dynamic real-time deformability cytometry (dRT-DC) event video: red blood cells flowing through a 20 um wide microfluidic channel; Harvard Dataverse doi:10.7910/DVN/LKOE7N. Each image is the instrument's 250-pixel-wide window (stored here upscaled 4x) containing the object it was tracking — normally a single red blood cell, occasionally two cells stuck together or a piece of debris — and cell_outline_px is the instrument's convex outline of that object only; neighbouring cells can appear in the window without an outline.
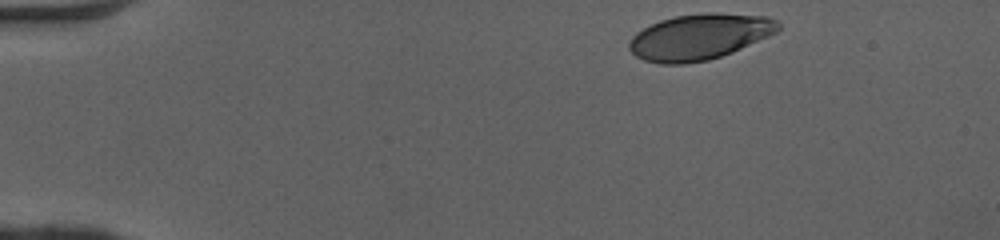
{"species": "human", "species_latin": "Homo sapiens", "temperature_condition": "cold", "stored_images_in_passage": 38, "camera_frame_rate_fps": 3000, "um_per_image_px": 0.085, "donor": {"sex": "female"}, "frame": {"image": 1, "passage_image": 1, "time_ms": 0.0, "image_size_px": [1000, 240], "cell_outline_px": [[780, 28], [776, 32], [768, 36], [732, 52], [708, 60], [684, 64], [660, 64], [644, 60], [636, 56], [628, 48], [628, 44], [632, 36], [636, 32], [660, 20], [676, 16], [704, 12], [716, 12], [768, 16], [776, 20], [780, 24]], "centroid_in_image_um": [59.45, 3.12], "position_along_channel_um": 25.6, "area_um2": 39.82}}
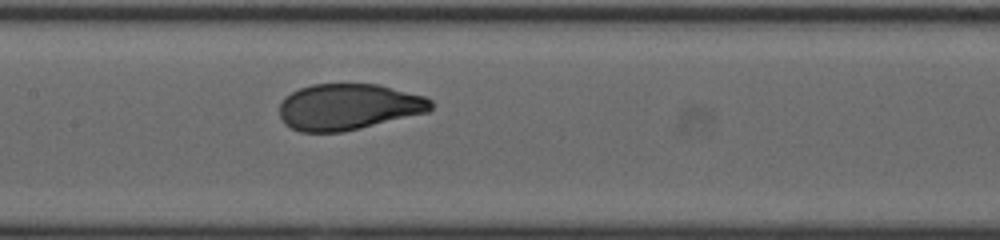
{"frame": {"image": 2, "passage_image": 19, "time_ms": 6.0, "image_size_px": [1000, 240], "cell_outline_px": [[432, 108], [428, 112], [360, 128], [340, 132], [300, 132], [284, 124], [280, 116], [280, 104], [284, 96], [300, 88], [312, 84], [376, 84], [424, 96], [432, 100]], "centroid_in_image_um": [29.59, 9.08], "position_along_channel_um": 177.8, "area_um2": 40.63}}
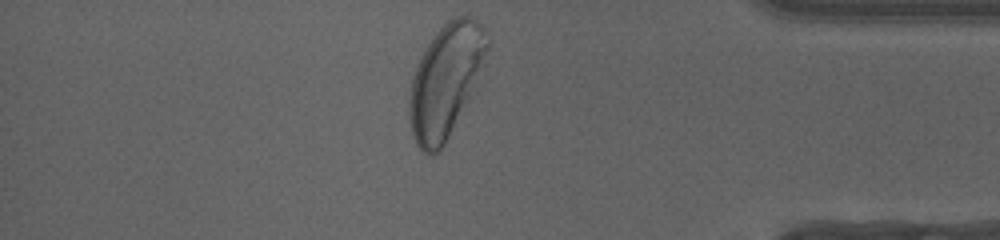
{"frame": {"image": 3, "passage_image": 37, "time_ms": 12.0, "image_size_px": [1000, 240], "cell_outline_px": [[488, 48], [468, 96], [440, 152], [432, 156], [428, 156], [416, 144], [412, 136], [408, 112], [408, 100], [412, 76], [420, 56], [436, 32], [448, 20], [456, 16], [472, 16], [484, 28], [488, 40]], "centroid_in_image_um": [37.8, 6.87], "position_along_channel_um": 397.4, "area_um2": 50.05}, "authors_computed_cell_mechanics": {"area_um2": 41.616, "velocity_mm_per_s": 4.0624, "shape_relaxation_time_tau1_ms": 2.8645, "shape_relaxation_time_tau2_ms": null, "deformation_change_tau1": 0.1569, "deformation_change_tau2": null}}